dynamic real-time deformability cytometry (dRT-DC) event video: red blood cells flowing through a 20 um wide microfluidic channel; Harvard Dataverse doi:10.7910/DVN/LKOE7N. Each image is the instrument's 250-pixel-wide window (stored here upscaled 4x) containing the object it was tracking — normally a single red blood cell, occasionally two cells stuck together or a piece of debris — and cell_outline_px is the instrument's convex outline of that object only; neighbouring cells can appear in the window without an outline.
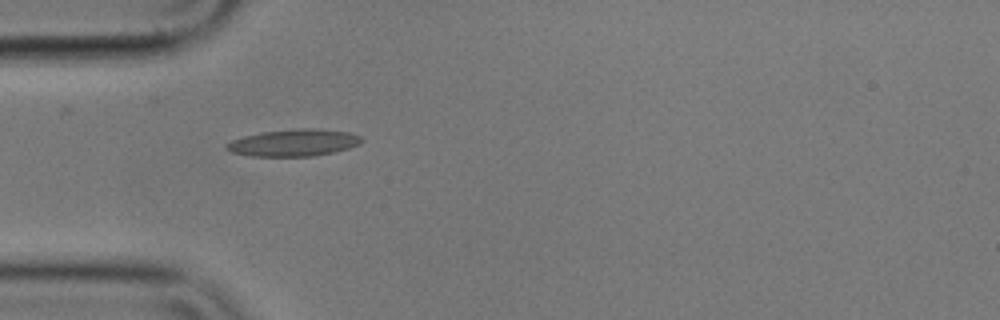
{"species": "common noctule bat (a hibernating species)", "species_latin": "Nyctalus noctula", "temperature_condition": "cold", "stored_images_in_passage": 4, "camera_frame_rate_fps": 3000, "um_per_image_px": 0.085, "animal": {"sex": "male", "body_mass_g": 17.9}, "frame": {"image": 1, "passage_image": 1, "time_ms": 0.0, "image_size_px": [1000, 320], "cell_outline_px": [[364, 140], [360, 144], [348, 148], [332, 152], [312, 156], [252, 156], [232, 152], [224, 148], [224, 144], [232, 140], [244, 136], [260, 132], [300, 128], [312, 128], [348, 132], [360, 136]], "centroid_in_image_um": [24.94, 12.13], "position_along_channel_um": 60.1, "area_um2": 21.15}}
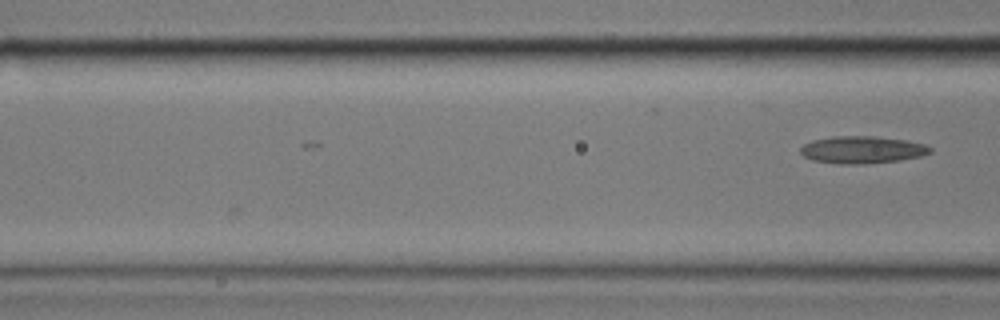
{"frame": {"image": 2, "passage_image": 4, "time_ms": 1.0, "image_size_px": [1000, 320], "cell_outline_px": [[932, 152], [920, 156], [900, 160], [864, 164], [840, 164], [812, 160], [804, 156], [800, 152], [800, 148], [804, 144], [812, 140], [832, 136], [876, 136], [908, 140], [924, 144], [932, 148]], "centroid_in_image_um": [73.28, 12.72], "position_along_channel_um": 93.3, "area_um2": 20.75}}